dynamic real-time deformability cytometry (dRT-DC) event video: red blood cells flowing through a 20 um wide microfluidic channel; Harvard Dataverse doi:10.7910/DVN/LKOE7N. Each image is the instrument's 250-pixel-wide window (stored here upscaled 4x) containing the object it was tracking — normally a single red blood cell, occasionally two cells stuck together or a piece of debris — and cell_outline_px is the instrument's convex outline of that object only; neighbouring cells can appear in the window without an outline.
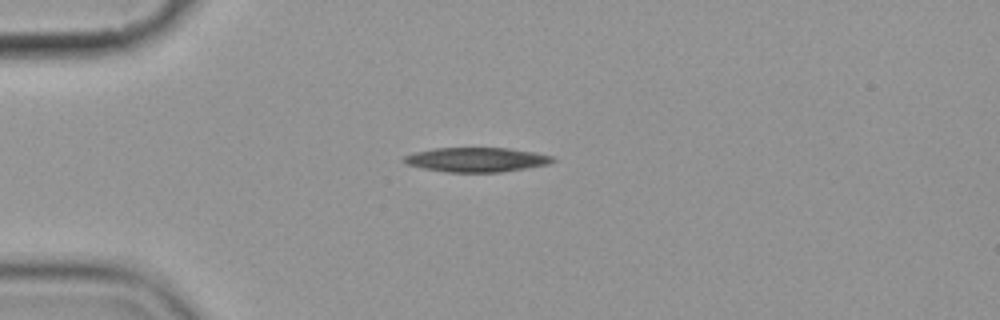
{"species": "common noctule bat (a hibernating species)", "species_latin": "Nyctalus noctula", "temperature_condition": "cold", "stored_images_in_passage": 12, "camera_frame_rate_fps": 3000, "um_per_image_px": 0.085, "animal": {"sex": "female", "body_mass_g": 19.9}, "frame": {"image": 1, "passage_image": 1, "time_ms": 0.0, "image_size_px": [1000, 320], "cell_outline_px": [[556, 160], [548, 164], [500, 172], [448, 172], [424, 168], [404, 164], [400, 160], [400, 156], [412, 152], [432, 148], [508, 148], [536, 152], [552, 156]], "centroid_in_image_um": [40.41, 13.56], "position_along_channel_um": 44.6, "area_um2": 21.39}}
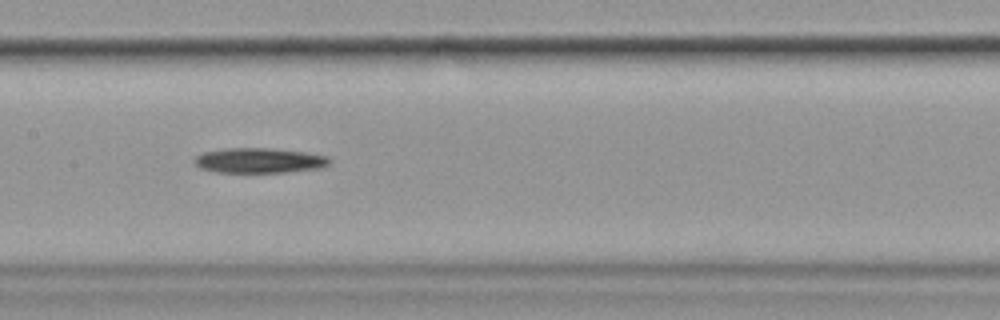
{"frame": {"image": 2, "passage_image": 5, "time_ms": 4.667, "image_size_px": [1000, 320], "cell_outline_px": [[332, 160], [324, 168], [288, 172], [216, 172], [200, 168], [192, 160], [196, 156], [204, 152], [224, 148], [268, 148], [304, 152], [328, 156]], "centroid_in_image_um": [22.06, 13.64], "position_along_channel_um": 185.3, "area_um2": 19.83}}
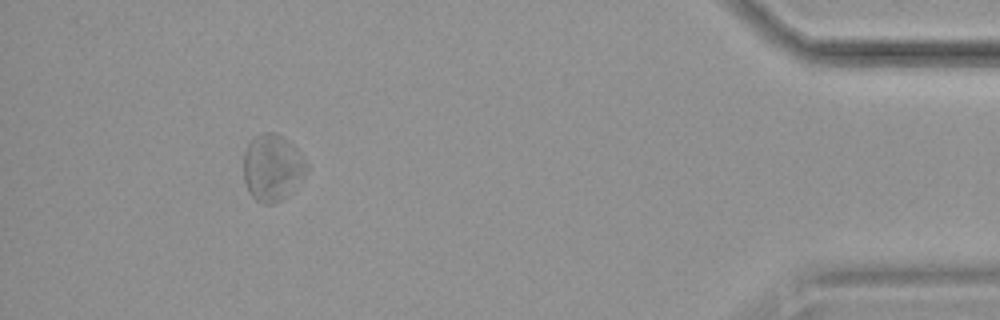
{"frame": {"image": 3, "passage_image": 11, "time_ms": 12.667, "image_size_px": [1000, 320], "cell_outline_px": [[308, 168], [292, 192], [284, 200], [272, 204], [264, 204], [256, 200], [248, 192], [244, 180], [244, 152], [248, 144], [256, 136], [264, 132], [276, 132], [284, 136], [300, 152], [308, 164]], "centroid_in_image_um": [23.16, 14.26], "position_along_channel_um": 412.0, "area_um2": 24.74}}